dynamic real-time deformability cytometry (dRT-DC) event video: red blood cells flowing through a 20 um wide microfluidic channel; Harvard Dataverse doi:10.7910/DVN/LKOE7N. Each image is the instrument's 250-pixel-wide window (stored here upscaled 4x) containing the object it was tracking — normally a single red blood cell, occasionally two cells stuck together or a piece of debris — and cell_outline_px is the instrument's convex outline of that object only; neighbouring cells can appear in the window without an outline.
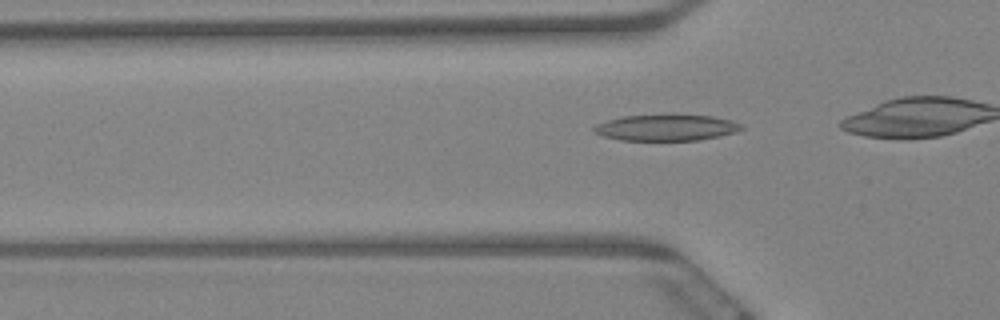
{"species": "Egyptian fruit bat (a non-hibernating species)", "species_latin": "Rousettus aegyptiacus", "temperature_condition": "warm", "stored_images_in_passage": 42, "camera_frame_rate_fps": 3000, "um_per_image_px": 0.085, "animal": {"sex": "female"}, "frame": {"image": 1, "passage_image": 15, "time_ms": 4.667, "image_size_px": [1000, 320], "cell_outline_px": [[744, 128], [736, 132], [720, 136], [700, 140], [620, 140], [604, 136], [592, 132], [592, 128], [596, 124], [620, 116], [668, 112], [712, 116], [732, 120], [740, 124]], "centroid_in_image_um": [56.62, 10.8], "position_along_channel_um": 69.2, "area_um2": 23.47}}
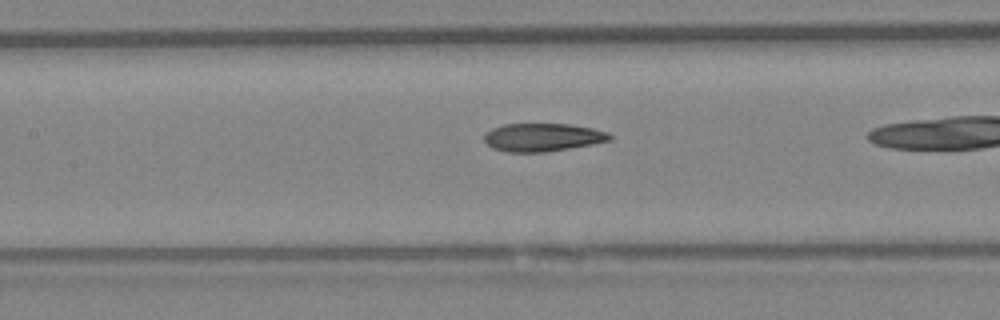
{"frame": {"image": 2, "passage_image": 23, "time_ms": 7.333, "image_size_px": [1000, 320], "cell_outline_px": [[612, 140], [592, 144], [544, 152], [508, 152], [492, 148], [484, 140], [484, 132], [492, 128], [504, 124], [568, 124], [592, 128], [608, 132], [612, 136]], "centroid_in_image_um": [46.1, 11.67], "position_along_channel_um": 161.3, "area_um2": 20.52}}
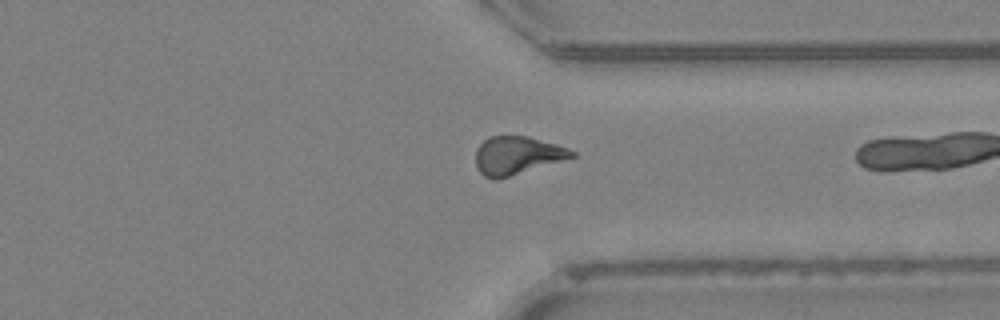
{"frame": {"image": 3, "passage_image": 41, "time_ms": 13.333, "image_size_px": [1000, 320], "cell_outline_px": [[576, 156], [508, 176], [492, 180], [484, 176], [476, 168], [476, 148], [488, 136], [528, 136], [556, 144], [568, 148], [576, 152]], "centroid_in_image_um": [43.92, 13.19], "position_along_channel_um": 367.5, "area_um2": 21.1}}